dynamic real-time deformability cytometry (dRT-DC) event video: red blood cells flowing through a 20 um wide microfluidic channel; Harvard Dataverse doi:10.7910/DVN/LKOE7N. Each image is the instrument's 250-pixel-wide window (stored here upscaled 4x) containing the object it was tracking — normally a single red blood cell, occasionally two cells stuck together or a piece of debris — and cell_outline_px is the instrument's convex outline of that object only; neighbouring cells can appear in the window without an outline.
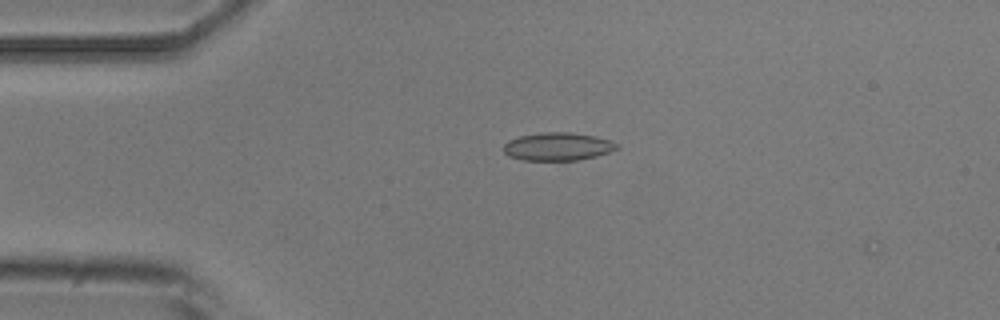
{"species": "common noctule bat (a hibernating species)", "species_latin": "Nyctalus noctula", "temperature_condition": "room temperature", "stored_images_in_passage": 3, "camera_frame_rate_fps": 3000, "um_per_image_px": 0.085, "animal": {"sex": "male", "body_mass_g": 20.5, "forearm_length_mm": 52.5}, "frame": {"image": 1, "passage_image": 2, "time_ms": 1.333, "image_size_px": [1000, 320], "cell_outline_px": [[620, 148], [596, 156], [576, 160], [524, 160], [508, 156], [504, 152], [504, 144], [508, 140], [520, 136], [544, 132], [568, 132], [592, 136], [608, 140], [616, 144]], "centroid_in_image_um": [47.37, 12.46], "position_along_channel_um": 37.6, "area_um2": 18.21}}